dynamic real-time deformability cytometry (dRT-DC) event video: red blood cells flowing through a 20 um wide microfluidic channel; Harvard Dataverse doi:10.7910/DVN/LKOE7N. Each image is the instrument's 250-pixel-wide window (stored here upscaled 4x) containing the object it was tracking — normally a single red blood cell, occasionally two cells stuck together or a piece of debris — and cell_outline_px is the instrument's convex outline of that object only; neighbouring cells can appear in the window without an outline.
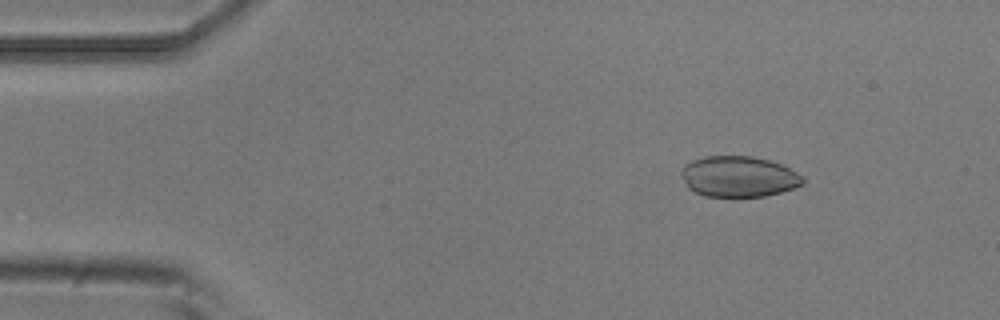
{"species": "common noctule bat (a hibernating species)", "species_latin": "Nyctalus noctula", "temperature_condition": "room temperature", "stored_images_in_passage": 5, "camera_frame_rate_fps": 3000, "um_per_image_px": 0.085, "animal": {"sex": "male", "body_mass_g": 20.5, "forearm_length_mm": 52.5}, "frame": {"image": 1, "passage_image": 2, "time_ms": 0.333, "image_size_px": [1000, 320], "cell_outline_px": [[804, 184], [780, 192], [764, 196], [704, 196], [688, 188], [680, 176], [680, 168], [684, 164], [692, 160], [704, 156], [752, 156], [768, 160], [780, 164], [804, 176]], "centroid_in_image_um": [62.74, 15.0], "position_along_channel_um": 22.3, "area_um2": 28.96}}
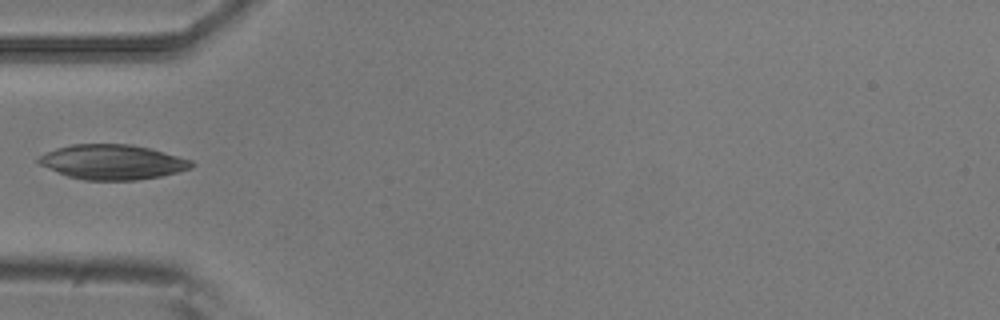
{"frame": {"image": 2, "passage_image": 5, "time_ms": 1.333, "image_size_px": [1000, 320], "cell_outline_px": [[196, 164], [192, 168], [160, 176], [136, 180], [84, 180], [68, 176], [40, 164], [36, 160], [40, 156], [56, 148], [72, 144], [132, 144], [148, 148], [192, 160]], "centroid_in_image_um": [9.58, 13.77], "position_along_channel_um": 75.4, "area_um2": 30.75}}